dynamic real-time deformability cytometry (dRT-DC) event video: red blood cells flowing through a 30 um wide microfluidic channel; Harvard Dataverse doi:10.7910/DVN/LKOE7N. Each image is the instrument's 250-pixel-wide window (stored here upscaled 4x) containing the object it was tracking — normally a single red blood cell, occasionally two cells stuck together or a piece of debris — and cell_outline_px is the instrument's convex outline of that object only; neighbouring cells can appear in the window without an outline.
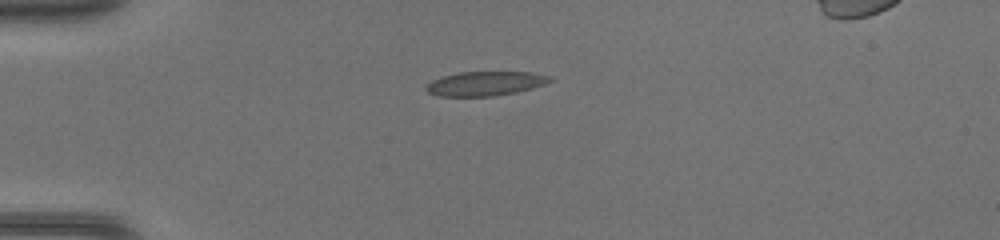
{"species": "common noctule bat (a hibernating species)", "species_latin": "Nyctalus noctula", "temperature_condition": "warm", "stored_images_in_passage": 36, "segment_of_instrument_passage": [1, 2], "camera_frame_rate_fps": 3000, "um_per_image_px": 0.085, "animal": {"sex": "female", "body_mass_g": 17.0, "forearm_length_mm": 48.0}, "frame": {"image": 1, "passage_image": 1, "time_ms": 0.0, "image_size_px": [1000, 240], "cell_outline_px": [[552, 80], [544, 84], [532, 88], [516, 92], [496, 96], [440, 96], [428, 92], [424, 88], [424, 84], [440, 76], [460, 72], [528, 72], [548, 76]], "centroid_in_image_um": [41.17, 7.1], "position_along_channel_um": 43.8, "area_um2": 17.51}}
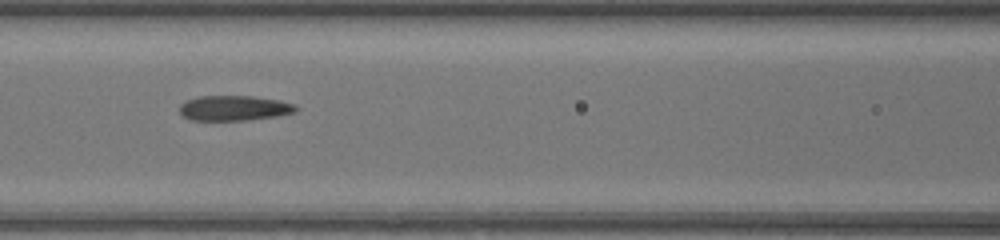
{"frame": {"image": 2, "passage_image": 10, "time_ms": 3.0, "image_size_px": [1000, 240], "cell_outline_px": [[296, 112], [276, 116], [248, 120], [192, 120], [184, 116], [180, 112], [180, 104], [188, 100], [200, 96], [252, 96], [276, 100], [292, 104], [296, 108]], "centroid_in_image_um": [19.87, 9.19], "position_along_channel_um": 146.7, "area_um2": 16.7}}
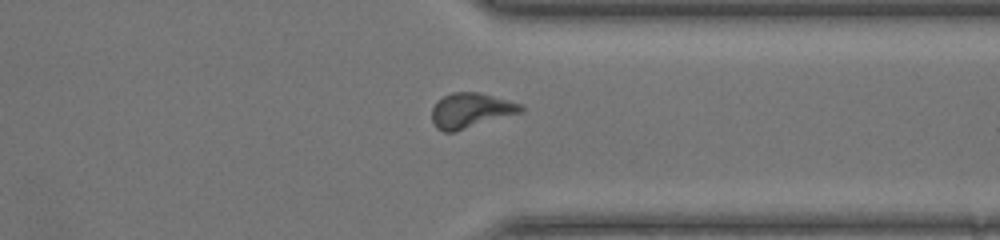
{"frame": {"image": 3, "passage_image": 25, "time_ms": 8.0, "image_size_px": [1000, 240], "cell_outline_px": [[524, 112], [456, 132], [444, 132], [436, 128], [432, 120], [432, 108], [436, 100], [452, 92], [480, 92], [524, 104]], "centroid_in_image_um": [40.05, 9.39], "position_along_channel_um": 371.4, "area_um2": 18.61}}